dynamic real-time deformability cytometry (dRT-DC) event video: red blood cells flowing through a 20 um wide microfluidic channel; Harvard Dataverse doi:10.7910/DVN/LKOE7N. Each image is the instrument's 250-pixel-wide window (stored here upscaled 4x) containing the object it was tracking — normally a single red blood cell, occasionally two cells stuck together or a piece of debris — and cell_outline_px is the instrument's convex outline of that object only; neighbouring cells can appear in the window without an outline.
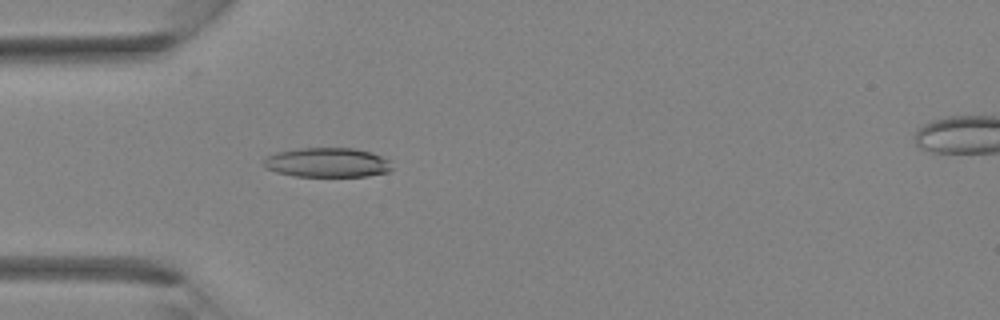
{"species": "Egyptian fruit bat (a non-hibernating species)", "species_latin": "Rousettus aegyptiacus", "temperature_condition": "room temperature", "stored_images_in_passage": 36, "camera_frame_rate_fps": 3000, "um_per_image_px": 0.085, "animal": {"sex": "female"}, "frame": {"image": 1, "passage_image": 11, "time_ms": 3.333, "image_size_px": [1000, 320], "cell_outline_px": [[392, 168], [388, 172], [368, 176], [296, 176], [276, 172], [264, 168], [264, 160], [268, 156], [276, 152], [300, 148], [356, 148], [372, 152], [388, 160]], "centroid_in_image_um": [27.82, 13.81], "position_along_channel_um": 57.2, "area_um2": 22.02}}
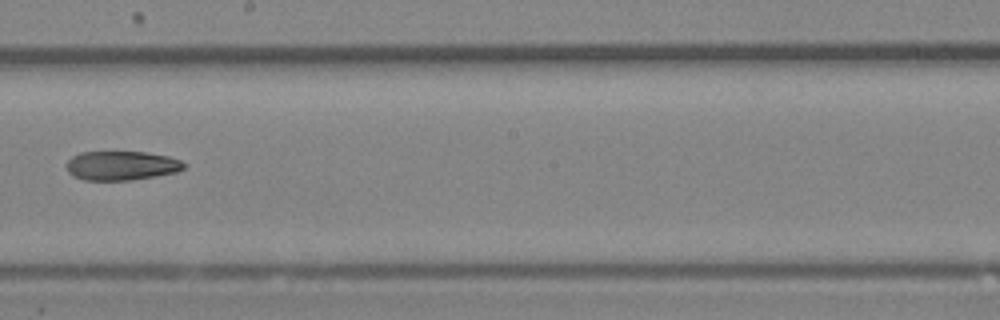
{"frame": {"image": 2, "passage_image": 21, "time_ms": 6.667, "image_size_px": [1000, 320], "cell_outline_px": [[188, 164], [184, 168], [176, 172], [156, 176], [132, 180], [84, 180], [72, 176], [68, 172], [68, 160], [72, 156], [80, 152], [144, 152], [168, 156], [180, 160]], "centroid_in_image_um": [10.34, 14.08], "position_along_channel_um": 237.9, "area_um2": 20.0}}
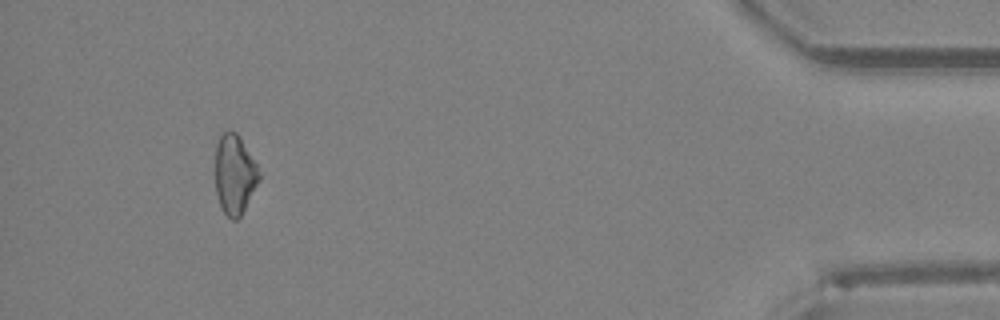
{"frame": {"image": 3, "passage_image": 34, "time_ms": 11.0, "image_size_px": [1000, 320], "cell_outline_px": [[260, 180], [240, 216], [236, 220], [232, 220], [224, 212], [220, 204], [216, 192], [216, 144], [220, 136], [228, 128], [236, 132], [256, 164], [260, 176]], "centroid_in_image_um": [19.93, 14.81], "position_along_channel_um": 415.3, "area_um2": 20.0}}